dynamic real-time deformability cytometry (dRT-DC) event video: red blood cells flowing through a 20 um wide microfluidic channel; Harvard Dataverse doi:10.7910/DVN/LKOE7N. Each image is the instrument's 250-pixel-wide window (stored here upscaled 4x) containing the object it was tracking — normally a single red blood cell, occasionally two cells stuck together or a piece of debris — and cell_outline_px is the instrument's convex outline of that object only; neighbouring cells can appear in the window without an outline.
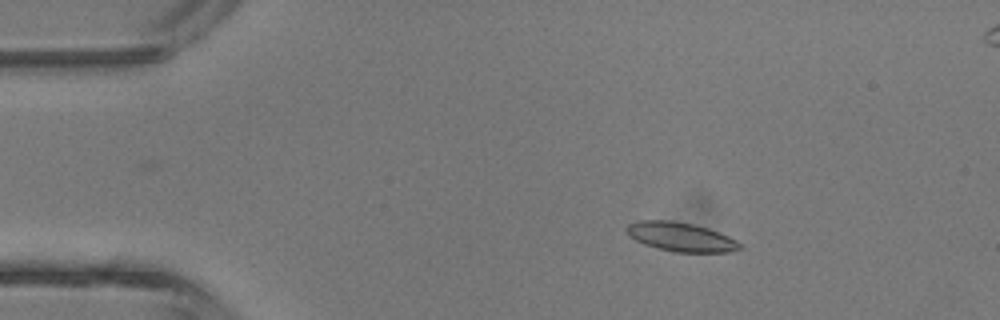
{"species": "common noctule bat (a hibernating species)", "species_latin": "Nyctalus noctula", "temperature_condition": "room temperature", "stored_images_in_passage": 45, "camera_frame_rate_fps": 3000, "um_per_image_px": 0.085, "animal": {"sex": "male", "body_mass_g": 13.3}, "frame": {"image": 1, "passage_image": 7, "time_ms": 2.0, "image_size_px": [1000, 320], "cell_outline_px": [[744, 248], [732, 252], [676, 252], [656, 248], [644, 244], [628, 236], [624, 228], [628, 224], [636, 220], [672, 220], [692, 224], [708, 228], [728, 236], [736, 240]], "centroid_in_image_um": [57.84, 20.13], "position_along_channel_um": 27.2, "area_um2": 19.36}}
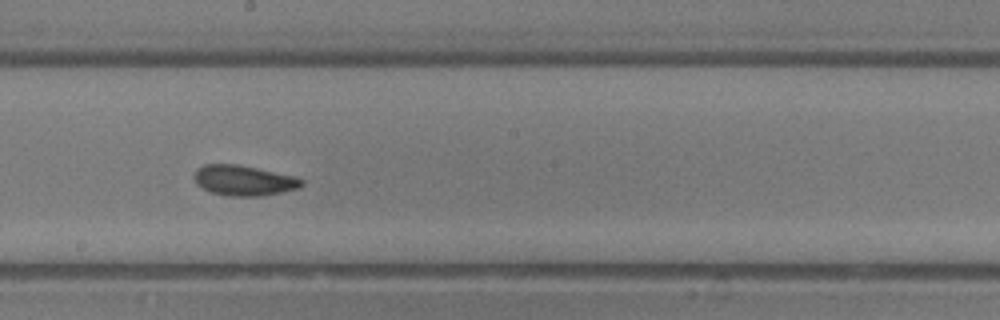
{"frame": {"image": 2, "passage_image": 24, "time_ms": 7.667, "image_size_px": [1000, 320], "cell_outline_px": [[304, 184], [300, 188], [260, 196], [228, 196], [212, 192], [196, 184], [192, 176], [196, 168], [204, 164], [236, 164], [296, 176], [304, 180]], "centroid_in_image_um": [20.71, 15.33], "position_along_channel_um": 227.5, "area_um2": 19.07}}
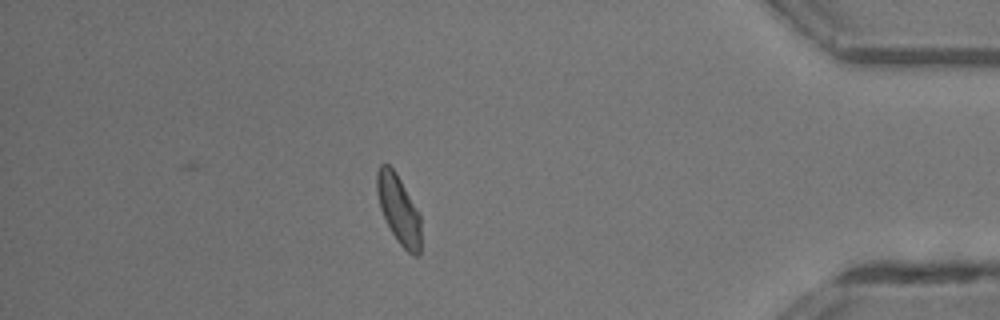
{"frame": {"image": 3, "passage_image": 38, "time_ms": 12.333, "image_size_px": [1000, 320], "cell_outline_px": [[420, 256], [412, 256], [400, 244], [392, 232], [380, 208], [376, 192], [376, 172], [380, 164], [388, 164], [396, 172], [420, 212]], "centroid_in_image_um": [33.89, 17.78], "position_along_channel_um": 401.3, "area_um2": 17.74}}